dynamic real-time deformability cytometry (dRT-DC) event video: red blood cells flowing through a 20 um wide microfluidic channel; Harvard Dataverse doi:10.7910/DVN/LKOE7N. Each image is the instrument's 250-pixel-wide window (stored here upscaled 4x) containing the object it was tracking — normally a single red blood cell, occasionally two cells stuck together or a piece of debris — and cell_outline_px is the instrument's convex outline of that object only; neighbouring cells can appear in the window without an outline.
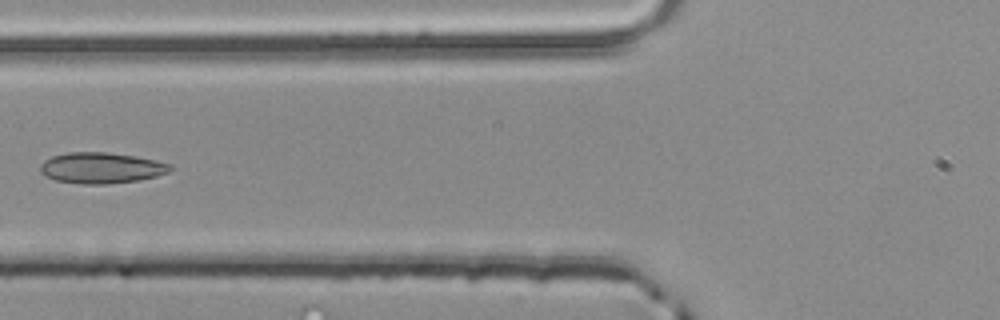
{"species": "common noctule bat (a hibernating species)", "species_latin": "Nyctalus noctula", "temperature_condition": "room temperature", "stored_images_in_passage": 3, "camera_frame_rate_fps": 3000, "um_per_image_px": 0.085, "animal": {"sex": "male", "body_mass_g": 20.4}, "frame": {"image": 1, "passage_image": 3, "time_ms": 0.667, "image_size_px": [1000, 320], "cell_outline_px": [[176, 168], [168, 172], [156, 176], [136, 180], [104, 184], [84, 184], [56, 180], [40, 172], [40, 164], [44, 160], [52, 156], [68, 152], [108, 152], [136, 156], [156, 160], [172, 164]], "centroid_in_image_um": [8.64, 14.25], "position_along_channel_um": 117.2, "area_um2": 23.41}}